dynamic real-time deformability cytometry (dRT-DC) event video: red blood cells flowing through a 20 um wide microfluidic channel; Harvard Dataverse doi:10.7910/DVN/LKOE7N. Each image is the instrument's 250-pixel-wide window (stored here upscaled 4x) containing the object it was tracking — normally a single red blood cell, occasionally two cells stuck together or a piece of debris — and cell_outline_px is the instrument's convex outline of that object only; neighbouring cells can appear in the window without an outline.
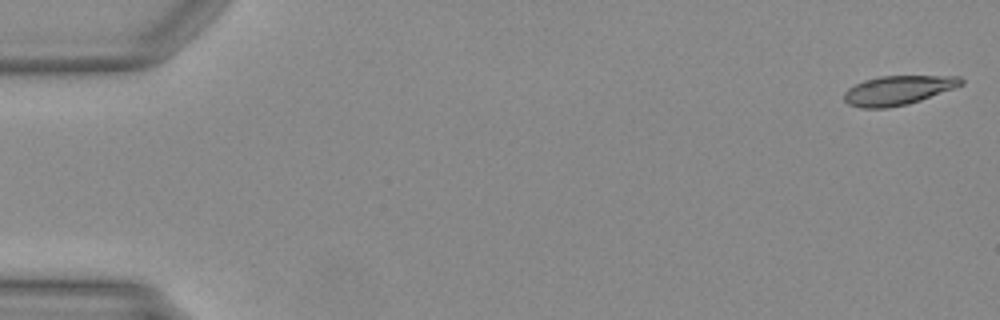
{"species": "Egyptian fruit bat (a non-hibernating species)", "species_latin": "Rousettus aegyptiacus", "temperature_condition": "warm", "stored_images_in_passage": 13, "camera_frame_rate_fps": 3000, "um_per_image_px": 0.085, "animal": {"sex": "female"}, "frame": {"image": 1, "passage_image": 1, "time_ms": 0.0, "image_size_px": [1000, 320], "cell_outline_px": [[964, 84], [920, 100], [908, 104], [888, 108], [860, 108], [848, 104], [844, 100], [844, 92], [848, 88], [864, 80], [880, 76], [960, 76], [964, 80]], "centroid_in_image_um": [76.31, 7.67], "position_along_channel_um": 8.7, "area_um2": 19.88}}
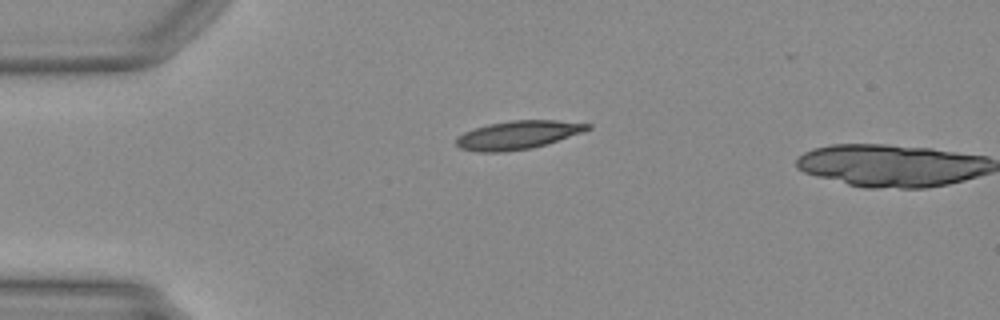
{"frame": {"image": 2, "passage_image": 12, "time_ms": 3.667, "image_size_px": [1000, 320], "cell_outline_px": [[592, 128], [532, 148], [504, 152], [476, 152], [460, 148], [456, 144], [456, 136], [464, 132], [488, 124], [512, 120], [556, 120], [592, 124]], "centroid_in_image_um": [43.96, 11.47], "position_along_channel_um": 41.0, "area_um2": 21.5}}